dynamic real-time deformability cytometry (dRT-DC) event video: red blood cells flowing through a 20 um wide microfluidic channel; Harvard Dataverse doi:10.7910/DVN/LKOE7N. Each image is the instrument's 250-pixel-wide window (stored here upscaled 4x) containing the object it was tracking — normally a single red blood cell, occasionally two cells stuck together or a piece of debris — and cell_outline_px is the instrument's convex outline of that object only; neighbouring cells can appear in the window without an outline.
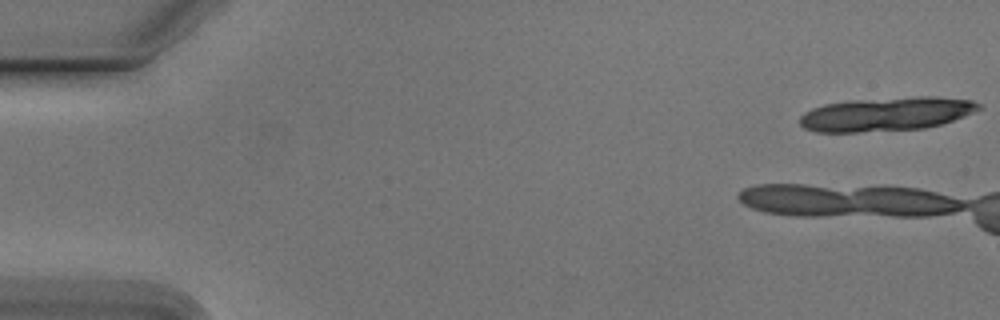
{"species": "Egyptian fruit bat (a non-hibernating species)", "species_latin": "Rousettus aegyptiacus", "temperature_condition": "cold", "stored_images_in_passage": 8, "camera_frame_rate_fps": 3000, "um_per_image_px": 0.085, "animal": {"sex": "male"}, "frame": {"image": 1, "passage_image": 1, "time_ms": 0.0, "image_size_px": [1000, 320], "cell_outline_px": [[984, 108], [964, 116], [940, 124], [924, 128], [860, 132], [816, 132], [804, 128], [800, 124], [800, 116], [804, 112], [812, 108], [824, 104], [848, 100], [916, 96], [936, 96], [972, 100], [980, 104]], "centroid_in_image_um": [75.33, 9.68], "position_along_channel_um": 9.7, "area_um2": 35.55}}